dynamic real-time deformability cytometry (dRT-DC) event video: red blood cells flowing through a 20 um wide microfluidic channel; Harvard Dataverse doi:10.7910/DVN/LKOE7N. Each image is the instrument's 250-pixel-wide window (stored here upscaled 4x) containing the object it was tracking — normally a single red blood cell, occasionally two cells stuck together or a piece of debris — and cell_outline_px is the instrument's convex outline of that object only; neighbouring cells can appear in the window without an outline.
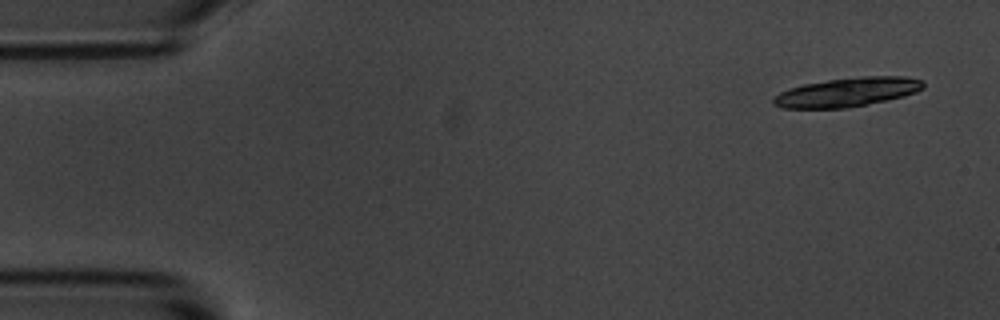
{"species": "common noctule bat (a hibernating species)", "species_latin": "Nyctalus noctula", "temperature_condition": "room temperature", "stored_images_in_passage": 4, "camera_frame_rate_fps": 3000, "um_per_image_px": 0.085, "animal": {"sex": "male", "body_mass_g": 20.1, "forearm_length_mm": 53.5}, "frame": {"image": 1, "passage_image": 1, "time_ms": 0.0, "image_size_px": [1000, 320], "cell_outline_px": [[924, 88], [916, 92], [904, 96], [888, 100], [848, 108], [784, 108], [772, 104], [772, 100], [780, 92], [788, 88], [804, 84], [828, 80], [860, 76], [904, 76], [920, 80], [924, 84]], "centroid_in_image_um": [72.02, 7.83], "position_along_channel_um": 13.0, "area_um2": 25.37}}